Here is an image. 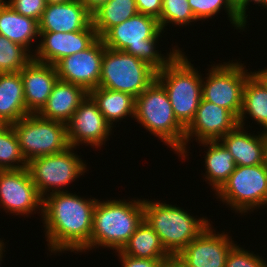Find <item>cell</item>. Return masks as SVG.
Returning a JSON list of instances; mask_svg holds the SVG:
<instances>
[{
    "label": "cell",
    "mask_w": 267,
    "mask_h": 267,
    "mask_svg": "<svg viewBox=\"0 0 267 267\" xmlns=\"http://www.w3.org/2000/svg\"><path fill=\"white\" fill-rule=\"evenodd\" d=\"M144 220L159 236L165 250L177 256L210 222L196 218L186 210L166 203L143 199Z\"/></svg>",
    "instance_id": "cell-6"
},
{
    "label": "cell",
    "mask_w": 267,
    "mask_h": 267,
    "mask_svg": "<svg viewBox=\"0 0 267 267\" xmlns=\"http://www.w3.org/2000/svg\"><path fill=\"white\" fill-rule=\"evenodd\" d=\"M161 267H186L177 256L164 260Z\"/></svg>",
    "instance_id": "cell-39"
},
{
    "label": "cell",
    "mask_w": 267,
    "mask_h": 267,
    "mask_svg": "<svg viewBox=\"0 0 267 267\" xmlns=\"http://www.w3.org/2000/svg\"><path fill=\"white\" fill-rule=\"evenodd\" d=\"M120 257L122 267H161L162 263L166 259H143L135 258L126 254H123L120 250L117 251Z\"/></svg>",
    "instance_id": "cell-35"
},
{
    "label": "cell",
    "mask_w": 267,
    "mask_h": 267,
    "mask_svg": "<svg viewBox=\"0 0 267 267\" xmlns=\"http://www.w3.org/2000/svg\"><path fill=\"white\" fill-rule=\"evenodd\" d=\"M42 204L27 168L0 170V206L6 213L29 216L39 208L42 214Z\"/></svg>",
    "instance_id": "cell-12"
},
{
    "label": "cell",
    "mask_w": 267,
    "mask_h": 267,
    "mask_svg": "<svg viewBox=\"0 0 267 267\" xmlns=\"http://www.w3.org/2000/svg\"><path fill=\"white\" fill-rule=\"evenodd\" d=\"M224 233L216 234L208 225L177 257L186 267H225L228 253L236 244Z\"/></svg>",
    "instance_id": "cell-15"
},
{
    "label": "cell",
    "mask_w": 267,
    "mask_h": 267,
    "mask_svg": "<svg viewBox=\"0 0 267 267\" xmlns=\"http://www.w3.org/2000/svg\"><path fill=\"white\" fill-rule=\"evenodd\" d=\"M65 191L50 193L43 198L45 237L52 253L69 250L78 253L90 242L98 199H85Z\"/></svg>",
    "instance_id": "cell-1"
},
{
    "label": "cell",
    "mask_w": 267,
    "mask_h": 267,
    "mask_svg": "<svg viewBox=\"0 0 267 267\" xmlns=\"http://www.w3.org/2000/svg\"><path fill=\"white\" fill-rule=\"evenodd\" d=\"M73 148L70 146L61 153L36 157L28 162L27 169L42 198L47 196V192H64L62 188L87 170V165Z\"/></svg>",
    "instance_id": "cell-10"
},
{
    "label": "cell",
    "mask_w": 267,
    "mask_h": 267,
    "mask_svg": "<svg viewBox=\"0 0 267 267\" xmlns=\"http://www.w3.org/2000/svg\"><path fill=\"white\" fill-rule=\"evenodd\" d=\"M255 4H260L259 6L261 7H264V8H267V0H255L254 1Z\"/></svg>",
    "instance_id": "cell-44"
},
{
    "label": "cell",
    "mask_w": 267,
    "mask_h": 267,
    "mask_svg": "<svg viewBox=\"0 0 267 267\" xmlns=\"http://www.w3.org/2000/svg\"><path fill=\"white\" fill-rule=\"evenodd\" d=\"M47 5L48 4H59V3H65L68 2L70 0H45Z\"/></svg>",
    "instance_id": "cell-42"
},
{
    "label": "cell",
    "mask_w": 267,
    "mask_h": 267,
    "mask_svg": "<svg viewBox=\"0 0 267 267\" xmlns=\"http://www.w3.org/2000/svg\"><path fill=\"white\" fill-rule=\"evenodd\" d=\"M87 95L88 92L83 87L58 79L46 104L37 114L66 124Z\"/></svg>",
    "instance_id": "cell-20"
},
{
    "label": "cell",
    "mask_w": 267,
    "mask_h": 267,
    "mask_svg": "<svg viewBox=\"0 0 267 267\" xmlns=\"http://www.w3.org/2000/svg\"><path fill=\"white\" fill-rule=\"evenodd\" d=\"M233 3L244 13V26H246L247 23V16L246 15V9H248V5H250V2H254L255 0H232ZM246 15V16H245Z\"/></svg>",
    "instance_id": "cell-38"
},
{
    "label": "cell",
    "mask_w": 267,
    "mask_h": 267,
    "mask_svg": "<svg viewBox=\"0 0 267 267\" xmlns=\"http://www.w3.org/2000/svg\"><path fill=\"white\" fill-rule=\"evenodd\" d=\"M26 161L65 151L69 146L66 124L28 114L12 124Z\"/></svg>",
    "instance_id": "cell-8"
},
{
    "label": "cell",
    "mask_w": 267,
    "mask_h": 267,
    "mask_svg": "<svg viewBox=\"0 0 267 267\" xmlns=\"http://www.w3.org/2000/svg\"><path fill=\"white\" fill-rule=\"evenodd\" d=\"M109 0H80V2L93 14L97 9L103 6Z\"/></svg>",
    "instance_id": "cell-37"
},
{
    "label": "cell",
    "mask_w": 267,
    "mask_h": 267,
    "mask_svg": "<svg viewBox=\"0 0 267 267\" xmlns=\"http://www.w3.org/2000/svg\"><path fill=\"white\" fill-rule=\"evenodd\" d=\"M246 114L267 132V83L257 72H252L246 80L238 125L245 126Z\"/></svg>",
    "instance_id": "cell-24"
},
{
    "label": "cell",
    "mask_w": 267,
    "mask_h": 267,
    "mask_svg": "<svg viewBox=\"0 0 267 267\" xmlns=\"http://www.w3.org/2000/svg\"><path fill=\"white\" fill-rule=\"evenodd\" d=\"M190 8L197 21L212 18L224 7L228 18L236 29L244 31V13L233 3L232 0H188Z\"/></svg>",
    "instance_id": "cell-29"
},
{
    "label": "cell",
    "mask_w": 267,
    "mask_h": 267,
    "mask_svg": "<svg viewBox=\"0 0 267 267\" xmlns=\"http://www.w3.org/2000/svg\"><path fill=\"white\" fill-rule=\"evenodd\" d=\"M104 43L98 37L88 48L60 59L54 66L58 79L83 87L87 92L98 87Z\"/></svg>",
    "instance_id": "cell-13"
},
{
    "label": "cell",
    "mask_w": 267,
    "mask_h": 267,
    "mask_svg": "<svg viewBox=\"0 0 267 267\" xmlns=\"http://www.w3.org/2000/svg\"><path fill=\"white\" fill-rule=\"evenodd\" d=\"M137 13L135 0H109L92 14V24L101 38L110 28Z\"/></svg>",
    "instance_id": "cell-28"
},
{
    "label": "cell",
    "mask_w": 267,
    "mask_h": 267,
    "mask_svg": "<svg viewBox=\"0 0 267 267\" xmlns=\"http://www.w3.org/2000/svg\"><path fill=\"white\" fill-rule=\"evenodd\" d=\"M202 146L208 147L205 158V181H209L215 193L228 180L235 170V160L230 152L219 141L199 142ZM209 145V146H208Z\"/></svg>",
    "instance_id": "cell-26"
},
{
    "label": "cell",
    "mask_w": 267,
    "mask_h": 267,
    "mask_svg": "<svg viewBox=\"0 0 267 267\" xmlns=\"http://www.w3.org/2000/svg\"><path fill=\"white\" fill-rule=\"evenodd\" d=\"M13 10L23 16L40 21L47 6L45 0H4Z\"/></svg>",
    "instance_id": "cell-34"
},
{
    "label": "cell",
    "mask_w": 267,
    "mask_h": 267,
    "mask_svg": "<svg viewBox=\"0 0 267 267\" xmlns=\"http://www.w3.org/2000/svg\"><path fill=\"white\" fill-rule=\"evenodd\" d=\"M32 59L24 47L0 35V73L20 72Z\"/></svg>",
    "instance_id": "cell-31"
},
{
    "label": "cell",
    "mask_w": 267,
    "mask_h": 267,
    "mask_svg": "<svg viewBox=\"0 0 267 267\" xmlns=\"http://www.w3.org/2000/svg\"><path fill=\"white\" fill-rule=\"evenodd\" d=\"M39 23V32H77L92 24V14L80 2L48 4Z\"/></svg>",
    "instance_id": "cell-19"
},
{
    "label": "cell",
    "mask_w": 267,
    "mask_h": 267,
    "mask_svg": "<svg viewBox=\"0 0 267 267\" xmlns=\"http://www.w3.org/2000/svg\"><path fill=\"white\" fill-rule=\"evenodd\" d=\"M240 62L211 65L202 80V99L228 109L237 119L242 110L243 90L252 72Z\"/></svg>",
    "instance_id": "cell-11"
},
{
    "label": "cell",
    "mask_w": 267,
    "mask_h": 267,
    "mask_svg": "<svg viewBox=\"0 0 267 267\" xmlns=\"http://www.w3.org/2000/svg\"><path fill=\"white\" fill-rule=\"evenodd\" d=\"M138 13L160 18L162 11V0H135Z\"/></svg>",
    "instance_id": "cell-36"
},
{
    "label": "cell",
    "mask_w": 267,
    "mask_h": 267,
    "mask_svg": "<svg viewBox=\"0 0 267 267\" xmlns=\"http://www.w3.org/2000/svg\"><path fill=\"white\" fill-rule=\"evenodd\" d=\"M230 152L236 166H253L264 162V131L252 135L237 125L219 140Z\"/></svg>",
    "instance_id": "cell-21"
},
{
    "label": "cell",
    "mask_w": 267,
    "mask_h": 267,
    "mask_svg": "<svg viewBox=\"0 0 267 267\" xmlns=\"http://www.w3.org/2000/svg\"><path fill=\"white\" fill-rule=\"evenodd\" d=\"M161 33L158 19L137 13L123 23L110 28L101 39L106 48L131 54L159 71L181 51L179 48H172L164 58L165 56L156 50V43Z\"/></svg>",
    "instance_id": "cell-2"
},
{
    "label": "cell",
    "mask_w": 267,
    "mask_h": 267,
    "mask_svg": "<svg viewBox=\"0 0 267 267\" xmlns=\"http://www.w3.org/2000/svg\"><path fill=\"white\" fill-rule=\"evenodd\" d=\"M215 194L241 215L260 206L263 208L267 201V168L264 164L236 166Z\"/></svg>",
    "instance_id": "cell-9"
},
{
    "label": "cell",
    "mask_w": 267,
    "mask_h": 267,
    "mask_svg": "<svg viewBox=\"0 0 267 267\" xmlns=\"http://www.w3.org/2000/svg\"><path fill=\"white\" fill-rule=\"evenodd\" d=\"M27 165L13 126L0 124V170L23 169Z\"/></svg>",
    "instance_id": "cell-30"
},
{
    "label": "cell",
    "mask_w": 267,
    "mask_h": 267,
    "mask_svg": "<svg viewBox=\"0 0 267 267\" xmlns=\"http://www.w3.org/2000/svg\"><path fill=\"white\" fill-rule=\"evenodd\" d=\"M264 166L267 168V132L264 131Z\"/></svg>",
    "instance_id": "cell-40"
},
{
    "label": "cell",
    "mask_w": 267,
    "mask_h": 267,
    "mask_svg": "<svg viewBox=\"0 0 267 267\" xmlns=\"http://www.w3.org/2000/svg\"><path fill=\"white\" fill-rule=\"evenodd\" d=\"M28 114L20 72L0 73V124L12 125Z\"/></svg>",
    "instance_id": "cell-22"
},
{
    "label": "cell",
    "mask_w": 267,
    "mask_h": 267,
    "mask_svg": "<svg viewBox=\"0 0 267 267\" xmlns=\"http://www.w3.org/2000/svg\"><path fill=\"white\" fill-rule=\"evenodd\" d=\"M134 118L180 157L185 154V127L175 117L165 88L156 79L135 98Z\"/></svg>",
    "instance_id": "cell-4"
},
{
    "label": "cell",
    "mask_w": 267,
    "mask_h": 267,
    "mask_svg": "<svg viewBox=\"0 0 267 267\" xmlns=\"http://www.w3.org/2000/svg\"><path fill=\"white\" fill-rule=\"evenodd\" d=\"M267 83V68L266 69H262L259 71H256Z\"/></svg>",
    "instance_id": "cell-41"
},
{
    "label": "cell",
    "mask_w": 267,
    "mask_h": 267,
    "mask_svg": "<svg viewBox=\"0 0 267 267\" xmlns=\"http://www.w3.org/2000/svg\"><path fill=\"white\" fill-rule=\"evenodd\" d=\"M120 251L123 254L143 259H168L171 257L157 233L145 220L141 222Z\"/></svg>",
    "instance_id": "cell-27"
},
{
    "label": "cell",
    "mask_w": 267,
    "mask_h": 267,
    "mask_svg": "<svg viewBox=\"0 0 267 267\" xmlns=\"http://www.w3.org/2000/svg\"><path fill=\"white\" fill-rule=\"evenodd\" d=\"M39 34L41 41L34 50L33 59L51 65H55L66 56L85 50L98 38L93 24L77 32H39Z\"/></svg>",
    "instance_id": "cell-17"
},
{
    "label": "cell",
    "mask_w": 267,
    "mask_h": 267,
    "mask_svg": "<svg viewBox=\"0 0 267 267\" xmlns=\"http://www.w3.org/2000/svg\"><path fill=\"white\" fill-rule=\"evenodd\" d=\"M162 31L168 23L183 27L197 21L188 0H162V11L158 19Z\"/></svg>",
    "instance_id": "cell-32"
},
{
    "label": "cell",
    "mask_w": 267,
    "mask_h": 267,
    "mask_svg": "<svg viewBox=\"0 0 267 267\" xmlns=\"http://www.w3.org/2000/svg\"><path fill=\"white\" fill-rule=\"evenodd\" d=\"M144 220L143 200H97L90 242L80 251L98 248L121 250Z\"/></svg>",
    "instance_id": "cell-3"
},
{
    "label": "cell",
    "mask_w": 267,
    "mask_h": 267,
    "mask_svg": "<svg viewBox=\"0 0 267 267\" xmlns=\"http://www.w3.org/2000/svg\"><path fill=\"white\" fill-rule=\"evenodd\" d=\"M112 128L93 99L87 95L66 123L69 146L76 149V146L84 143L98 148L112 134Z\"/></svg>",
    "instance_id": "cell-14"
},
{
    "label": "cell",
    "mask_w": 267,
    "mask_h": 267,
    "mask_svg": "<svg viewBox=\"0 0 267 267\" xmlns=\"http://www.w3.org/2000/svg\"><path fill=\"white\" fill-rule=\"evenodd\" d=\"M26 109L37 114L46 104L58 80L54 65L32 59L21 71Z\"/></svg>",
    "instance_id": "cell-18"
},
{
    "label": "cell",
    "mask_w": 267,
    "mask_h": 267,
    "mask_svg": "<svg viewBox=\"0 0 267 267\" xmlns=\"http://www.w3.org/2000/svg\"><path fill=\"white\" fill-rule=\"evenodd\" d=\"M190 62L180 51L156 74V80L165 88L175 117L185 128L194 119L202 99V75Z\"/></svg>",
    "instance_id": "cell-5"
},
{
    "label": "cell",
    "mask_w": 267,
    "mask_h": 267,
    "mask_svg": "<svg viewBox=\"0 0 267 267\" xmlns=\"http://www.w3.org/2000/svg\"><path fill=\"white\" fill-rule=\"evenodd\" d=\"M0 35L21 45L33 56L29 45L40 35L39 23L33 18L20 15L3 0L0 3Z\"/></svg>",
    "instance_id": "cell-23"
},
{
    "label": "cell",
    "mask_w": 267,
    "mask_h": 267,
    "mask_svg": "<svg viewBox=\"0 0 267 267\" xmlns=\"http://www.w3.org/2000/svg\"><path fill=\"white\" fill-rule=\"evenodd\" d=\"M3 240H0V265H1V261L2 260V257H3V251L5 252V247H4V242H2ZM1 267V266H0Z\"/></svg>",
    "instance_id": "cell-43"
},
{
    "label": "cell",
    "mask_w": 267,
    "mask_h": 267,
    "mask_svg": "<svg viewBox=\"0 0 267 267\" xmlns=\"http://www.w3.org/2000/svg\"><path fill=\"white\" fill-rule=\"evenodd\" d=\"M88 95L111 126L113 122L125 119L127 115L131 118L135 116V97L131 94L97 87L90 90Z\"/></svg>",
    "instance_id": "cell-25"
},
{
    "label": "cell",
    "mask_w": 267,
    "mask_h": 267,
    "mask_svg": "<svg viewBox=\"0 0 267 267\" xmlns=\"http://www.w3.org/2000/svg\"><path fill=\"white\" fill-rule=\"evenodd\" d=\"M225 267H267V263L260 256L236 244L228 253Z\"/></svg>",
    "instance_id": "cell-33"
},
{
    "label": "cell",
    "mask_w": 267,
    "mask_h": 267,
    "mask_svg": "<svg viewBox=\"0 0 267 267\" xmlns=\"http://www.w3.org/2000/svg\"><path fill=\"white\" fill-rule=\"evenodd\" d=\"M237 125L238 119L228 109L201 99L194 119L185 128V154L182 159L186 158V144L193 136L199 142L216 141Z\"/></svg>",
    "instance_id": "cell-16"
},
{
    "label": "cell",
    "mask_w": 267,
    "mask_h": 267,
    "mask_svg": "<svg viewBox=\"0 0 267 267\" xmlns=\"http://www.w3.org/2000/svg\"><path fill=\"white\" fill-rule=\"evenodd\" d=\"M157 71L148 63L124 51L104 46L98 87L138 97L155 79Z\"/></svg>",
    "instance_id": "cell-7"
}]
</instances>
